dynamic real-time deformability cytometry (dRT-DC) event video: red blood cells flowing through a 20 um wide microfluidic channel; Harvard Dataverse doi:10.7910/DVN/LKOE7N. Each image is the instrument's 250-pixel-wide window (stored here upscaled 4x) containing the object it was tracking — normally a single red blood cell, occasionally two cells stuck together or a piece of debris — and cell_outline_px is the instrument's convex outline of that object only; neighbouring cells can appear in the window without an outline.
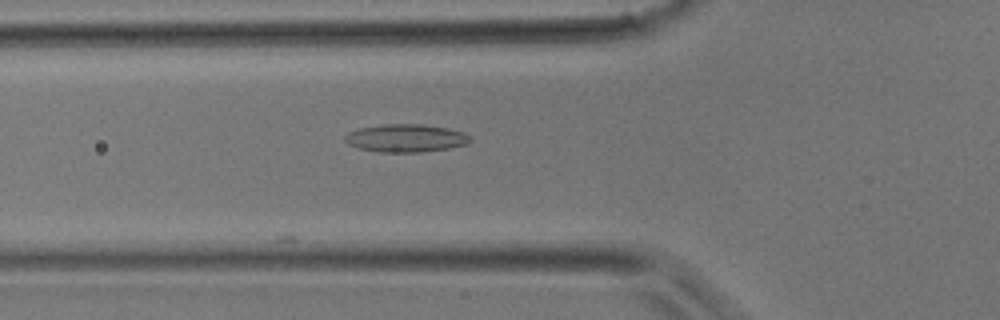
{"species": "common noctule bat (a hibernating species)", "species_latin": "Nyctalus noctula", "temperature_condition": "room temperature", "stored_images_in_passage": 6, "camera_frame_rate_fps": 3000, "um_per_image_px": 0.085, "animal": {"sex": "male", "body_mass_g": 17.9}, "frame": {"image": 1, "passage_image": 2, "time_ms": 0.333, "image_size_px": [1000, 320], "cell_outline_px": [[472, 140], [468, 144], [448, 148], [420, 152], [380, 152], [360, 148], [348, 144], [344, 140], [344, 136], [348, 132], [360, 128], [384, 124], [424, 124], [448, 128], [464, 132], [472, 136]], "centroid_in_image_um": [34.53, 11.73], "position_along_channel_um": 91.3, "area_um2": 20.46}}